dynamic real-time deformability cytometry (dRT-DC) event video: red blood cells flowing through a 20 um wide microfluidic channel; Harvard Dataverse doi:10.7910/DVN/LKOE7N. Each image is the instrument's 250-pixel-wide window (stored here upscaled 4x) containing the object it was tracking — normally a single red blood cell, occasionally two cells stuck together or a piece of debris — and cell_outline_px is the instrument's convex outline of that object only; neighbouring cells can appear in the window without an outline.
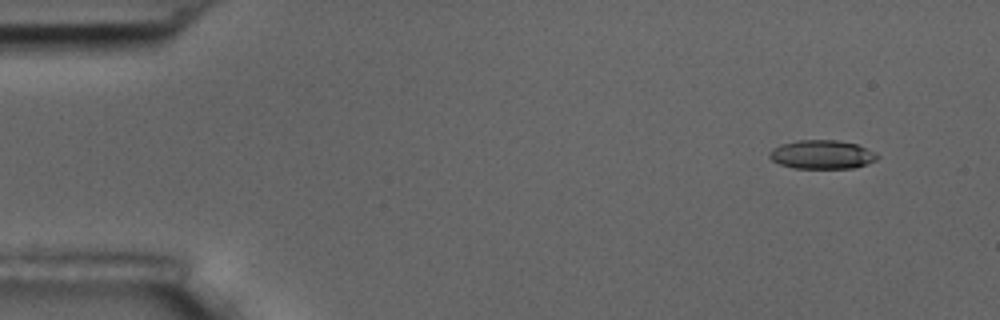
{"species": "common noctule bat (a hibernating species)", "species_latin": "Nyctalus noctula", "temperature_condition": "room temperature", "stored_images_in_passage": 6, "segment_of_instrument_passage": [2, 2], "camera_frame_rate_fps": 3000, "um_per_image_px": 0.085, "animal": {"sex": "male", "body_mass_g": 17.5, "forearm_length_mm": 52.3}, "frame": {"image": 1, "passage_image": 6, "time_ms": 6.667, "image_size_px": [1000, 320], "cell_outline_px": [[880, 156], [876, 160], [868, 164], [856, 168], [792, 168], [780, 164], [772, 160], [768, 156], [768, 152], [772, 148], [780, 144], [796, 140], [836, 140], [856, 144], [876, 152]], "centroid_in_image_um": [69.86, 13.14], "position_along_channel_um": 15.1, "area_um2": 18.32}}